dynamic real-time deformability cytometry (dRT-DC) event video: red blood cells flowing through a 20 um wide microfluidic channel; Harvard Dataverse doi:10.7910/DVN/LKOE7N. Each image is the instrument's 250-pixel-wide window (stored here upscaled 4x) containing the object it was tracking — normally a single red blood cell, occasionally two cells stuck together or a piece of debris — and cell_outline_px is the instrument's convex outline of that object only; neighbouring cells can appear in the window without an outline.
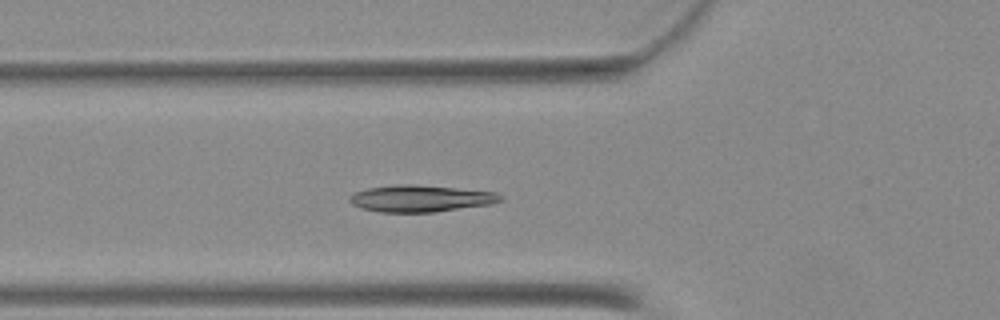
{"species": "Egyptian fruit bat (a non-hibernating species)", "species_latin": "Rousettus aegyptiacus", "temperature_condition": "warm", "stored_images_in_passage": 50, "camera_frame_rate_fps": 3000, "um_per_image_px": 0.085, "animal": {"sex": "female"}, "frame": {"image": 1, "passage_image": 18, "time_ms": 5.667, "image_size_px": [1000, 320], "cell_outline_px": [[504, 200], [492, 204], [436, 212], [380, 212], [364, 208], [352, 204], [348, 200], [348, 196], [352, 192], [368, 188], [404, 184], [412, 184], [456, 188], [496, 192], [504, 196]], "centroid_in_image_um": [35.78, 16.87], "position_along_channel_um": 90.0, "area_um2": 23.58}}
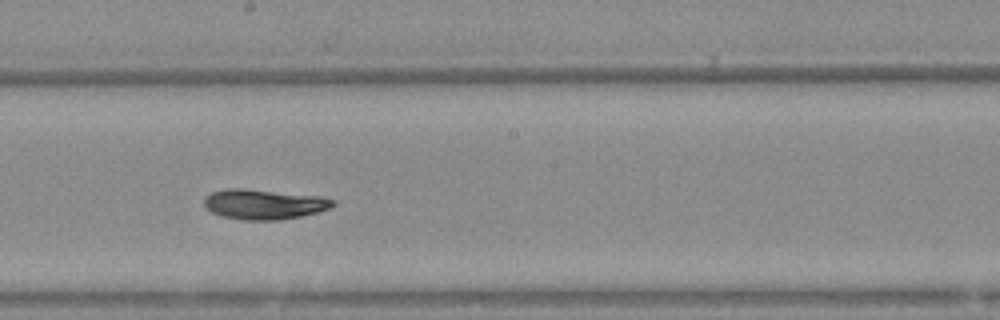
{"frame": {"image": 2, "passage_image": 28, "time_ms": 9.0, "image_size_px": [1000, 320], "cell_outline_px": [[336, 204], [328, 208], [316, 212], [300, 216], [276, 220], [244, 220], [224, 216], [212, 212], [204, 204], [204, 196], [212, 192], [228, 188], [244, 188], [320, 196], [332, 200]], "centroid_in_image_um": [22.4, 17.35], "position_along_channel_um": 225.8, "area_um2": 22.25}}
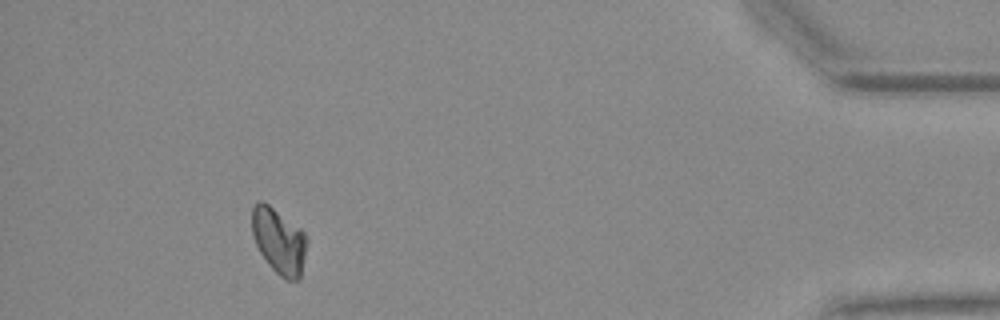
{"frame": {"image": 3, "passage_image": 46, "time_ms": 15.0, "image_size_px": [1000, 320], "cell_outline_px": [[308, 240], [300, 280], [284, 280], [268, 264], [260, 252], [256, 244], [252, 232], [252, 208], [260, 200], [268, 204], [300, 228], [304, 232]], "centroid_in_image_um": [23.72, 20.51], "position_along_channel_um": 411.5, "area_um2": 20.92}}